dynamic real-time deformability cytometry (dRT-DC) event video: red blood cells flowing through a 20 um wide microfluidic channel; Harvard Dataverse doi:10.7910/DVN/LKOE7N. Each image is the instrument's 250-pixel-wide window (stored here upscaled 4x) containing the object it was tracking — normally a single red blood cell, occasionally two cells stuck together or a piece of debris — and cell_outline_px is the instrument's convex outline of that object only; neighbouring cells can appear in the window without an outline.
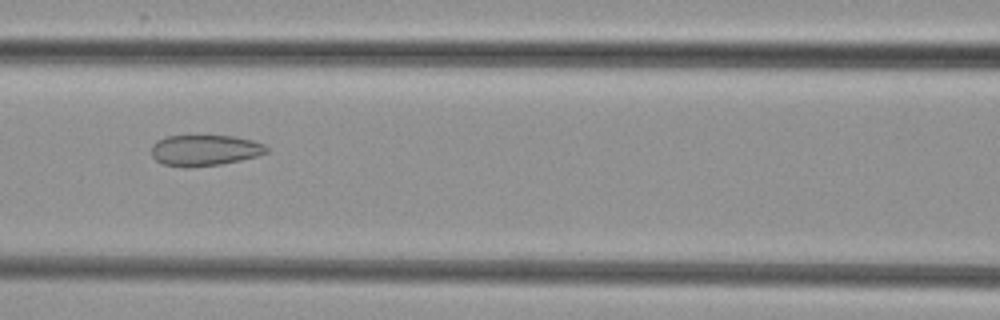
{"species": "common noctule bat (a hibernating species)", "species_latin": "Nyctalus noctula", "temperature_condition": "cold", "stored_images_in_passage": 8, "camera_frame_rate_fps": 3000, "um_per_image_px": 0.085, "animal": {"sex": "female", "body_mass_g": 29.2, "forearm_length_mm": 56.3}, "frame": {"image": 1, "passage_image": 6, "time_ms": 6.0, "image_size_px": [1000, 320], "cell_outline_px": [[268, 152], [256, 156], [240, 160], [220, 164], [188, 168], [184, 168], [164, 164], [156, 160], [152, 156], [152, 144], [156, 140], [168, 136], [236, 136], [252, 140], [264, 144], [268, 148]], "centroid_in_image_um": [17.39, 12.78], "position_along_channel_um": 149.2, "area_um2": 20.81}}
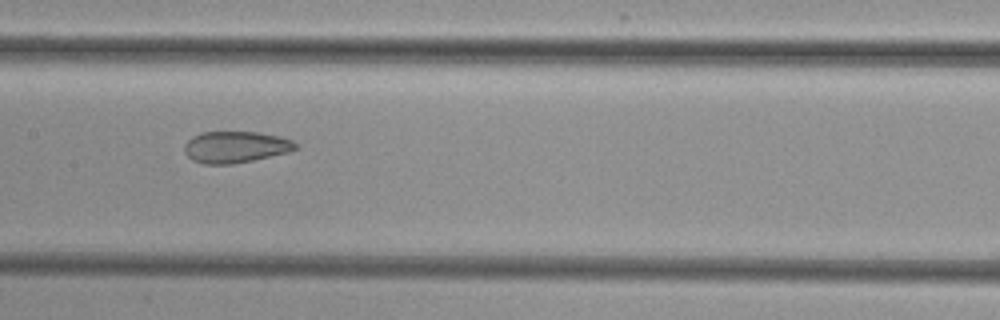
{"frame": {"image": 2, "passage_image": 7, "time_ms": 7.0, "image_size_px": [1000, 320], "cell_outline_px": [[296, 148], [288, 152], [252, 160], [232, 164], [204, 164], [192, 160], [184, 152], [184, 144], [192, 136], [200, 132], [256, 132], [280, 136], [292, 140], [296, 144]], "centroid_in_image_um": [19.97, 12.49], "position_along_channel_um": 187.4, "area_um2": 20.35}}
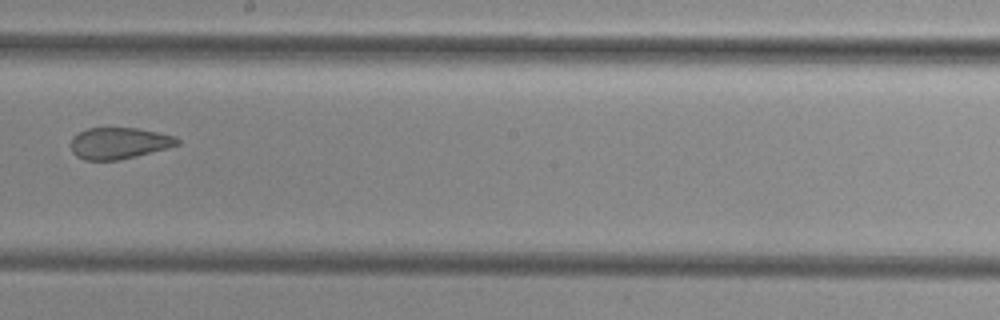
{"frame": {"image": 3, "passage_image": 8, "time_ms": 8.333, "image_size_px": [1000, 320], "cell_outline_px": [[180, 144], [136, 156], [120, 160], [84, 160], [76, 156], [72, 152], [72, 136], [88, 128], [136, 128], [176, 136], [180, 140]], "centroid_in_image_um": [10.11, 12.17], "position_along_channel_um": 238.1, "area_um2": 19.36}}